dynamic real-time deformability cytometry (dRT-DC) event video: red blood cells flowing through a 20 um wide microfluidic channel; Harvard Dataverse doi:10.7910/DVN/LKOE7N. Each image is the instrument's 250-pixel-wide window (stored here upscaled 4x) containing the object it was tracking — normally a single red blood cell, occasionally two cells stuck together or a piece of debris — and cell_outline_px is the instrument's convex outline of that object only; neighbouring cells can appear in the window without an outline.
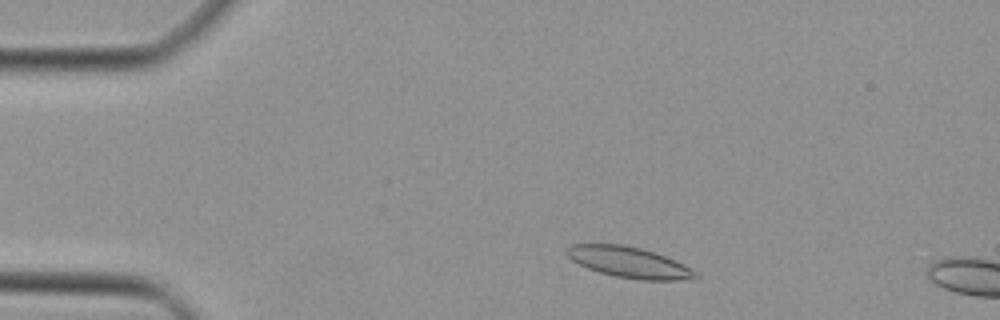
{"species": "Egyptian fruit bat (a non-hibernating species)", "species_latin": "Rousettus aegyptiacus", "temperature_condition": "cold", "stored_images_in_passage": 10, "camera_frame_rate_fps": 3000, "um_per_image_px": 0.085, "animal": {"sex": "female"}, "frame": {"image": 1, "passage_image": 4, "time_ms": 1.0, "image_size_px": [1000, 320], "cell_outline_px": [[700, 276], [696, 280], [640, 280], [616, 276], [600, 272], [588, 268], [572, 260], [564, 252], [572, 244], [624, 244], [640, 248], [664, 256], [696, 272]], "centroid_in_image_um": [53.46, 22.3], "position_along_channel_um": 31.5, "area_um2": 22.83}}